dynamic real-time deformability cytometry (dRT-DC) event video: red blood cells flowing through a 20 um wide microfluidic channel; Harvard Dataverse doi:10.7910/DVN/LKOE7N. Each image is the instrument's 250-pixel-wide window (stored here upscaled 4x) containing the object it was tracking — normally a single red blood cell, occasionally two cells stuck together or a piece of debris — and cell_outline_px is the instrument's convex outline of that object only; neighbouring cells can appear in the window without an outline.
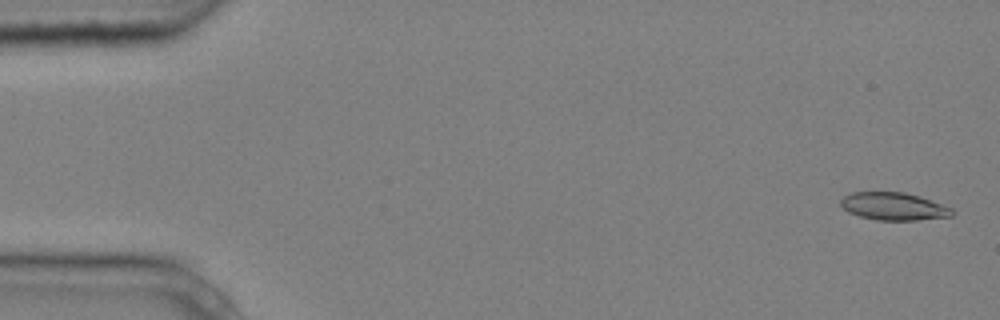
{"species": "common noctule bat (a hibernating species)", "species_latin": "Nyctalus noctula", "temperature_condition": "cold", "stored_images_in_passage": 5, "camera_frame_rate_fps": 3000, "um_per_image_px": 0.085, "animal": {"sex": "male", "body_mass_g": 20.4}, "frame": {"image": 1, "passage_image": 1, "time_ms": 0.0, "image_size_px": [1000, 320], "cell_outline_px": [[956, 212], [952, 216], [916, 220], [876, 220], [860, 216], [848, 212], [840, 204], [840, 200], [844, 196], [852, 192], [904, 192], [920, 196], [952, 208]], "centroid_in_image_um": [75.97, 17.54], "position_along_channel_um": 9.0, "area_um2": 17.98}}
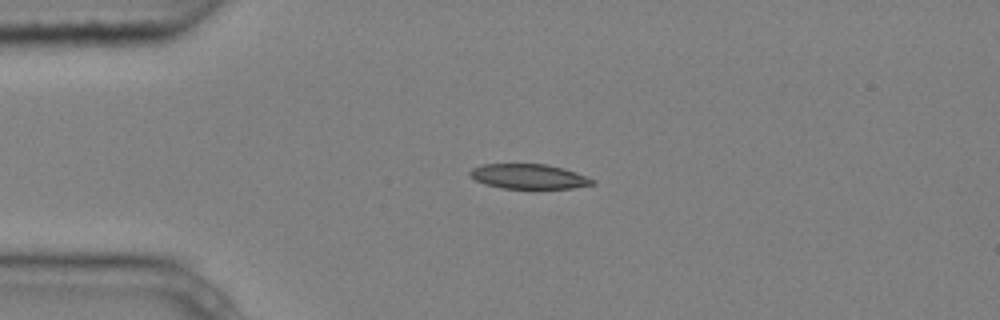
{"frame": {"image": 2, "passage_image": 4, "time_ms": 1.0, "image_size_px": [1000, 320], "cell_outline_px": [[596, 184], [572, 188], [504, 188], [484, 184], [468, 176], [468, 172], [472, 168], [480, 164], [548, 164], [564, 168], [576, 172], [596, 180]], "centroid_in_image_um": [44.94, 14.99], "position_along_channel_um": 40.1, "area_um2": 17.86}}